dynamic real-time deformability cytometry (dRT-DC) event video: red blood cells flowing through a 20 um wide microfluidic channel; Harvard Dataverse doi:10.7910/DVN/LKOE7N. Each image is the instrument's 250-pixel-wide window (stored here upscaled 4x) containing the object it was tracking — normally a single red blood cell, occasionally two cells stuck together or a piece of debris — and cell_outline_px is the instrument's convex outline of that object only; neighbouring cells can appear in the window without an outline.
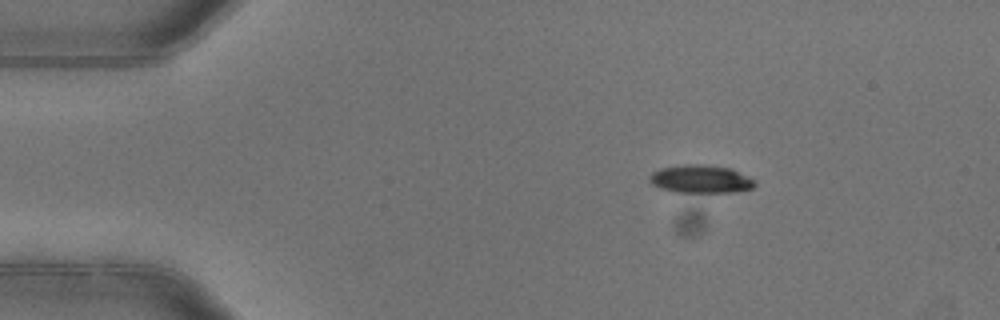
{"species": "common noctule bat (a hibernating species)", "species_latin": "Nyctalus noctula", "temperature_condition": "warm", "stored_images_in_passage": 4, "camera_frame_rate_fps": 3000, "um_per_image_px": 0.085, "animal": {"sex": "female"}, "frame": {"image": 1, "passage_image": 2, "time_ms": 0.333, "image_size_px": [1000, 320], "cell_outline_px": [[756, 184], [752, 188], [736, 192], [676, 192], [660, 188], [652, 184], [648, 180], [648, 176], [652, 172], [660, 168], [684, 164], [700, 164], [732, 168], [756, 180]], "centroid_in_image_um": [59.56, 15.21], "position_along_channel_um": 25.4, "area_um2": 17.4}}